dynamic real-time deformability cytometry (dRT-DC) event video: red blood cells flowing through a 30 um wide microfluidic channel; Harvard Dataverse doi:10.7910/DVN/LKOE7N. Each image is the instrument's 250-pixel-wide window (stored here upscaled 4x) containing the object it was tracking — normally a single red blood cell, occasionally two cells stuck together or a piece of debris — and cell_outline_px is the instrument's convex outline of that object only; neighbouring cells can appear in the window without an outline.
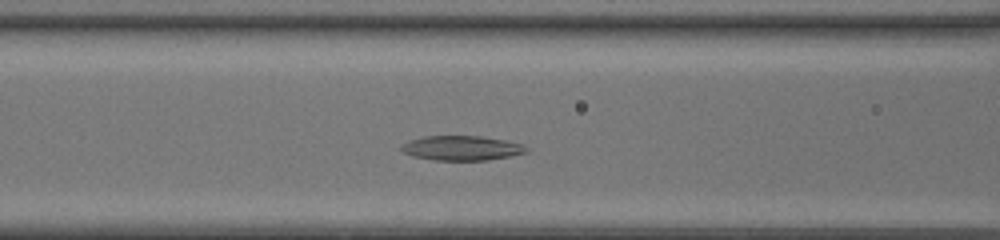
{"species": "common noctule bat (a hibernating species)", "species_latin": "Nyctalus noctula", "temperature_condition": "room temperature", "stored_images_in_passage": 37, "camera_frame_rate_fps": 3000, "um_per_image_px": 0.085, "animal": {"sex": "female", "body_mass_g": 20.0, "forearm_length_mm": 54.0}, "frame": {"image": 1, "passage_image": 11, "time_ms": 3.333, "image_size_px": [1000, 240], "cell_outline_px": [[528, 152], [512, 156], [488, 160], [432, 160], [412, 156], [404, 152], [400, 148], [400, 144], [408, 140], [424, 136], [480, 136], [504, 140], [524, 144], [528, 148]], "centroid_in_image_um": [39.24, 12.58], "position_along_channel_um": 127.4, "area_um2": 18.15}}
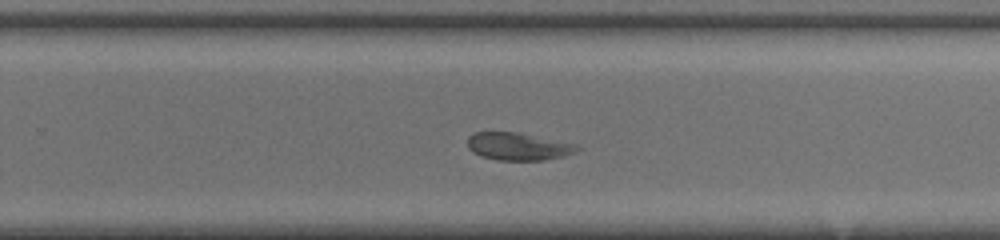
{"frame": {"image": 2, "passage_image": 22, "time_ms": 7.0, "image_size_px": [1000, 240], "cell_outline_px": [[584, 148], [576, 152], [564, 156], [544, 160], [496, 160], [480, 156], [472, 152], [468, 148], [468, 136], [472, 132], [516, 132], [576, 144]], "centroid_in_image_um": [44.04, 12.45], "position_along_channel_um": 285.8, "area_um2": 17.74}}
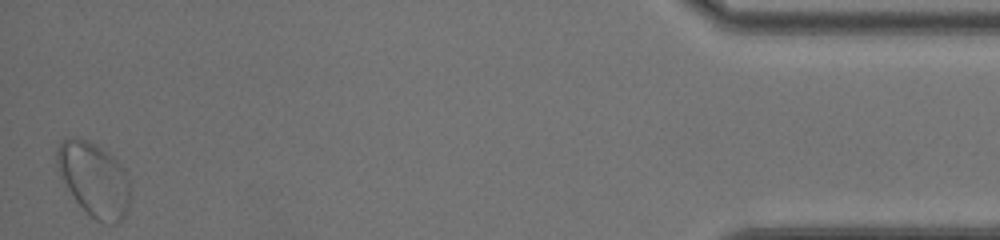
{"frame": {"image": 3, "passage_image": 37, "time_ms": 12.0, "image_size_px": [1000, 240], "cell_outline_px": [[128, 208], [120, 224], [108, 224], [96, 220], [76, 200], [60, 176], [56, 164], [56, 148], [64, 140], [72, 136], [76, 136], [88, 140], [96, 144], [112, 156], [124, 168], [128, 176]], "centroid_in_image_um": [7.98, 15.22], "position_along_channel_um": 427.2, "area_um2": 31.39}, "authors_computed_cell_mechanics": {"area_um2": 18.5538, "velocity_mm_per_s": 4.3389, "shape_relaxation_time_tau1_ms": 7.5958, "shape_relaxation_time_tau2_ms": 3.073, "deformation_change_tau1": 0.1785, "deformation_change_tau2": 0.0956}}